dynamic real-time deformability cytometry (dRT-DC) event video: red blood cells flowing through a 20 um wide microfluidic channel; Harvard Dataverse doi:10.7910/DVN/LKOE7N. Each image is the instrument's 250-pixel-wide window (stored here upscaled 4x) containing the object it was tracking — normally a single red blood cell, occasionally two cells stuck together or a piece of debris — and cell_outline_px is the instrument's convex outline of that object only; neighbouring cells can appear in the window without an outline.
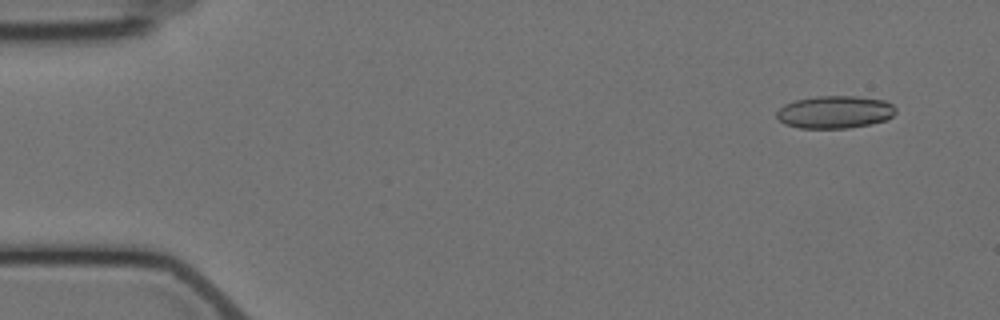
{"species": "Egyptian fruit bat (a non-hibernating species)", "species_latin": "Rousettus aegyptiacus", "temperature_condition": "cold", "stored_images_in_passage": 9, "camera_frame_rate_fps": 3000, "um_per_image_px": 0.085, "animal": {"sex": "female"}, "frame": {"image": 1, "passage_image": 1, "time_ms": 0.0, "image_size_px": [1000, 320], "cell_outline_px": [[896, 112], [888, 120], [848, 128], [800, 128], [784, 124], [776, 116], [776, 112], [784, 104], [796, 100], [816, 96], [856, 96], [884, 100], [892, 104], [896, 108]], "centroid_in_image_um": [70.97, 9.52], "position_along_channel_um": 14.0, "area_um2": 22.66}}
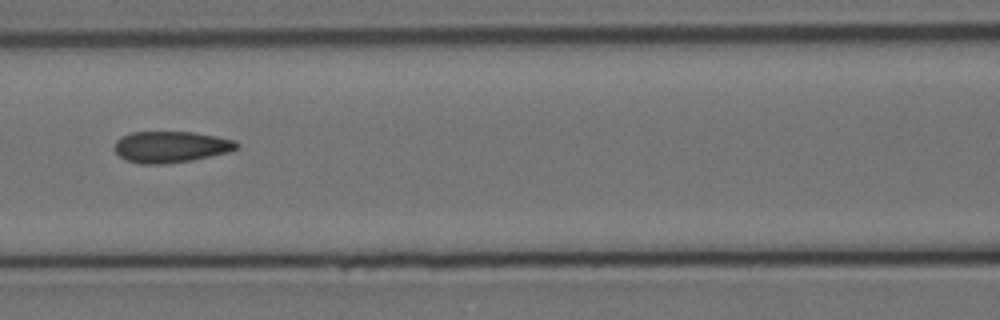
{"frame": {"image": 2, "passage_image": 6, "time_ms": 7.0, "image_size_px": [1000, 320], "cell_outline_px": [[240, 148], [228, 152], [192, 160], [168, 164], [140, 164], [124, 160], [112, 148], [116, 140], [120, 136], [132, 132], [192, 132], [216, 136], [236, 140], [240, 144]], "centroid_in_image_um": [14.51, 12.49], "position_along_channel_um": 152.1, "area_um2": 22.66}}
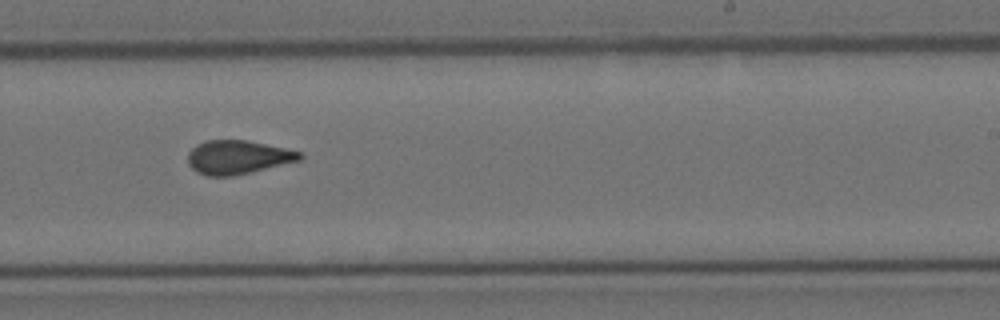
{"frame": {"image": 3, "passage_image": 9, "time_ms": 10.333, "image_size_px": [1000, 320], "cell_outline_px": [[304, 156], [300, 160], [252, 172], [232, 176], [208, 176], [196, 172], [188, 164], [188, 152], [196, 144], [208, 140], [248, 140], [284, 148], [300, 152]], "centroid_in_image_um": [20.19, 13.36], "position_along_channel_um": 268.8, "area_um2": 22.02}}